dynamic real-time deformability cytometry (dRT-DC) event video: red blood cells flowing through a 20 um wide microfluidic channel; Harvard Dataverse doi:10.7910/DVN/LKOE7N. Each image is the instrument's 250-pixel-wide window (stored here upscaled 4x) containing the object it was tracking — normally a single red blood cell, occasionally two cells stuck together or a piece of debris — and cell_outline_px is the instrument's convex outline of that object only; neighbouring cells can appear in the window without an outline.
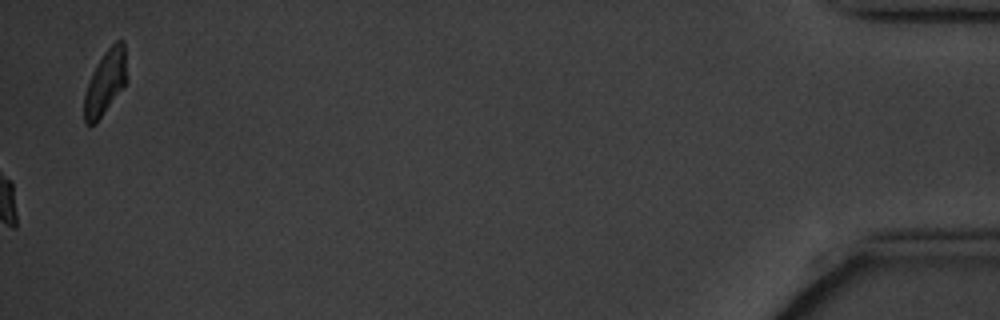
{"species": "common noctule bat (a hibernating species)", "species_latin": "Nyctalus noctula", "temperature_condition": "cold", "stored_images_in_passage": 54, "camera_frame_rate_fps": 3000, "um_per_image_px": 0.085, "animal": {"sex": "male", "body_mass_g": 20.1, "forearm_length_mm": 53.5}, "frame": {"image": 1, "passage_image": 54, "time_ms": 17.667, "image_size_px": [1000, 320], "cell_outline_px": [[128, 80], [96, 124], [84, 124], [84, 92], [88, 80], [96, 64], [104, 52], [116, 40], [124, 40]], "centroid_in_image_um": [8.95, 6.99], "position_along_channel_um": 426.2, "area_um2": 16.3}}